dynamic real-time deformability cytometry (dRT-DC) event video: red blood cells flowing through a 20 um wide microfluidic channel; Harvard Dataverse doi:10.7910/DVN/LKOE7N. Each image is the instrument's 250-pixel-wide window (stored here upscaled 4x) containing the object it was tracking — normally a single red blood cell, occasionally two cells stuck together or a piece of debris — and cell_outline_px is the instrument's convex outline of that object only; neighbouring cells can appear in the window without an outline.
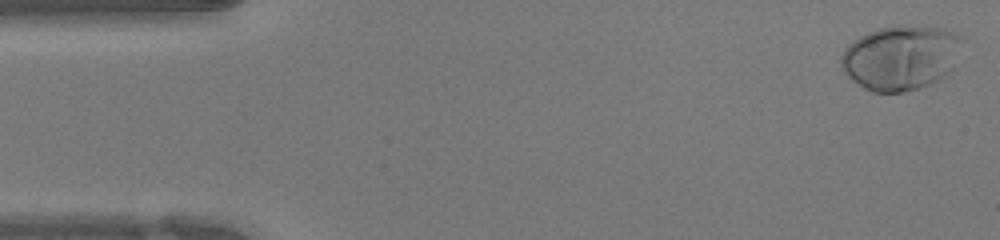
{"species": "human", "species_latin": "Homo sapiens", "temperature_condition": "warm", "stored_images_in_passage": 47, "camera_frame_rate_fps": 3000, "um_per_image_px": 0.085, "donor": {"sex": "female"}, "frame": {"image": 1, "passage_image": 1, "time_ms": 0.0, "image_size_px": [1000, 240], "cell_outline_px": [[964, 36], [952, 68], [944, 76], [928, 84], [904, 92], [872, 92], [864, 88], [852, 80], [840, 68], [840, 56], [844, 48], [852, 40], [868, 32], [880, 28], [896, 24], [908, 24], [944, 28]], "centroid_in_image_um": [76.53, 4.86], "position_along_channel_um": 8.5, "area_um2": 46.07}}
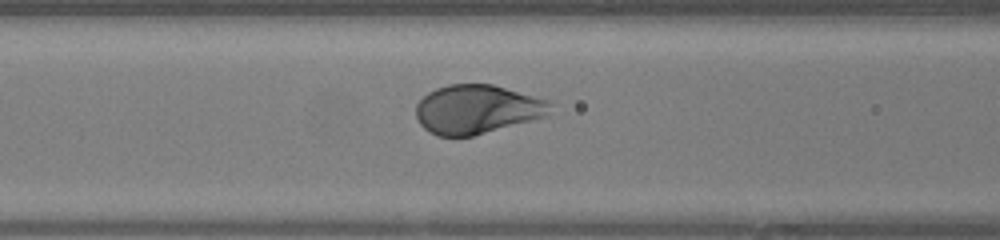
{"frame": {"image": 2, "passage_image": 18, "time_ms": 5.667, "image_size_px": [1000, 240], "cell_outline_px": [[552, 104], [548, 116], [472, 136], [436, 136], [428, 132], [420, 124], [416, 116], [416, 104], [428, 92], [436, 88], [448, 84], [492, 84], [548, 100]], "centroid_in_image_um": [40.53, 9.29], "position_along_channel_um": 126.1, "area_um2": 38.32}}
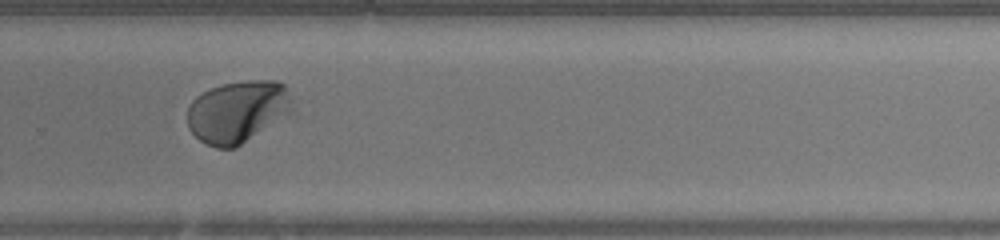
{"frame": {"image": 3, "passage_image": 31, "time_ms": 10.0, "image_size_px": [1000, 240], "cell_outline_px": [[292, 112], [236, 148], [216, 148], [200, 140], [188, 128], [188, 108], [192, 100], [196, 96], [212, 88], [224, 84], [248, 80], [276, 80], [284, 84], [292, 100]], "centroid_in_image_um": [20.21, 9.49], "position_along_channel_um": 309.6, "area_um2": 37.86}, "authors_computed_cell_mechanics": {"area_um2": 39.7664, "velocity_mm_per_s": 4.2467, "shape_relaxation_time_tau1_ms": 2.1441, "shape_relaxation_time_tau2_ms": null, "deformation_change_tau1": 0.1935, "deformation_change_tau2": null}}